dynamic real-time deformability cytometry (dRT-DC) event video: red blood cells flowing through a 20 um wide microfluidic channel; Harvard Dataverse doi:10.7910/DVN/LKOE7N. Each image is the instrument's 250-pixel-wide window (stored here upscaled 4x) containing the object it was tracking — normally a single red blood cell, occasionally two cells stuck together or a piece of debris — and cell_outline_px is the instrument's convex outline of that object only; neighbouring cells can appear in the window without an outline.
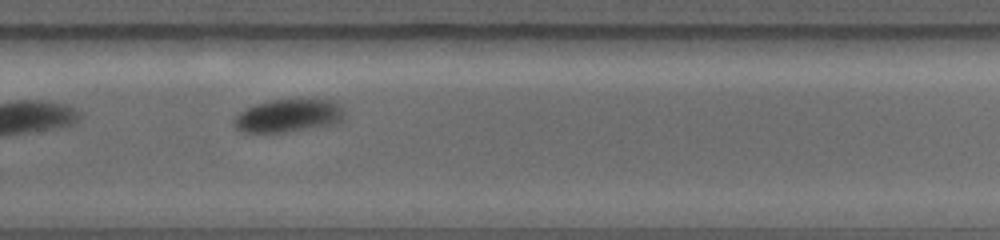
{"species": "common noctule bat (a hibernating species)", "species_latin": "Nyctalus noctula", "temperature_condition": "warm", "stored_images_in_passage": 18, "camera_frame_rate_fps": 5000, "um_per_image_px": 0.085, "animal": {"sex": "female", "body_mass_g": 19.0, "forearm_length_mm": 56.7}, "frame": {"image": 1, "passage_image": 11, "time_ms": 5.6, "image_size_px": [1000, 240], "cell_outline_px": [[344, 116], [340, 120], [332, 124], [276, 132], [248, 132], [236, 128], [232, 124], [236, 112], [256, 104], [268, 100], [332, 100], [340, 104], [344, 112]], "centroid_in_image_um": [24.45, 9.81], "position_along_channel_um": 305.4, "area_um2": 20.75}}
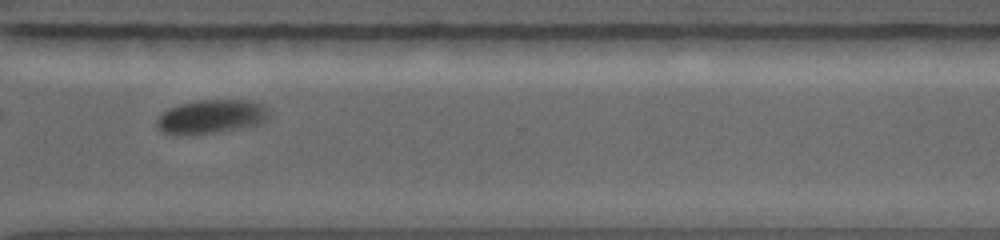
{"frame": {"image": 2, "passage_image": 13, "time_ms": 6.6, "image_size_px": [1000, 240], "cell_outline_px": [[272, 112], [268, 120], [260, 124], [236, 128], [200, 132], [164, 132], [156, 124], [156, 120], [168, 108], [180, 104], [200, 100], [248, 100], [264, 104]], "centroid_in_image_um": [18.08, 9.84], "position_along_channel_um": 352.5, "area_um2": 21.27}}